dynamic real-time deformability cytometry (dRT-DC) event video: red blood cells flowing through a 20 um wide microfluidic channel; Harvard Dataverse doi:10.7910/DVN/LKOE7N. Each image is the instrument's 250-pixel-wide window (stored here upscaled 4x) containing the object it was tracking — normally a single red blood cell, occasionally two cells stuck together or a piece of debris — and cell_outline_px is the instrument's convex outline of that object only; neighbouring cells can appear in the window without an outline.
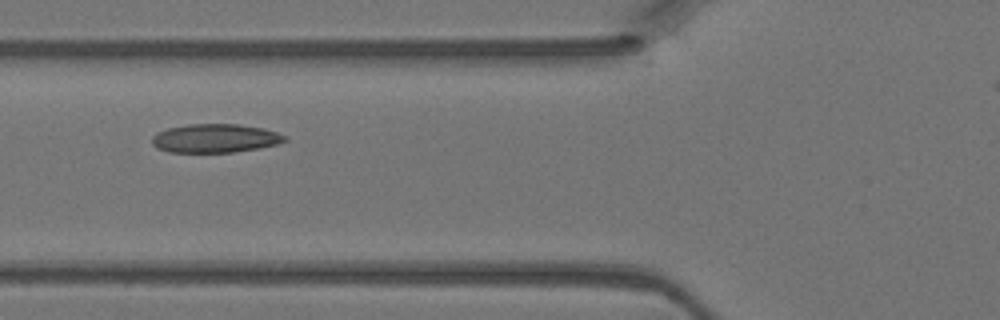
{"species": "Egyptian fruit bat (a non-hibernating species)", "species_latin": "Rousettus aegyptiacus", "temperature_condition": "warm", "stored_images_in_passage": 3, "camera_frame_rate_fps": 3000, "um_per_image_px": 0.085, "animal": {"sex": "female"}, "frame": {"image": 1, "passage_image": 3, "time_ms": 0.667, "image_size_px": [1000, 320], "cell_outline_px": [[288, 140], [276, 144], [260, 148], [232, 152], [168, 152], [156, 148], [152, 144], [152, 136], [156, 132], [168, 128], [188, 124], [240, 124], [264, 128], [288, 136]], "centroid_in_image_um": [18.29, 11.75], "position_along_channel_um": 107.5, "area_um2": 22.37}}